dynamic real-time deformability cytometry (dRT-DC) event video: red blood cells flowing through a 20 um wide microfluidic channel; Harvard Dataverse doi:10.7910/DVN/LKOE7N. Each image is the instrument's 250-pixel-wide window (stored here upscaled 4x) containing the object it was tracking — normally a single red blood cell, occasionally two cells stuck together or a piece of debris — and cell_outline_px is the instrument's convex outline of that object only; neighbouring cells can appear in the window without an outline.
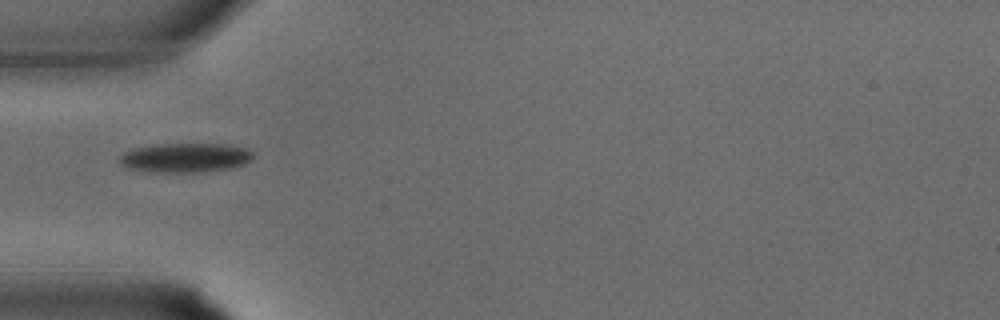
{"species": "common noctule bat (a hibernating species)", "species_latin": "Nyctalus noctula", "temperature_condition": "warm", "stored_images_in_passage": 24, "camera_frame_rate_fps": 3000, "um_per_image_px": 0.085, "animal": {"sex": "male", "body_mass_g": 15.6}, "frame": {"image": 1, "passage_image": 1, "time_ms": 0.0, "image_size_px": [1000, 320], "cell_outline_px": [[252, 160], [244, 164], [228, 168], [200, 172], [148, 172], [124, 168], [120, 164], [120, 156], [124, 152], [132, 148], [156, 144], [228, 144], [248, 148], [252, 152]], "centroid_in_image_um": [15.71, 13.4], "position_along_channel_um": 69.3, "area_um2": 23.06}}
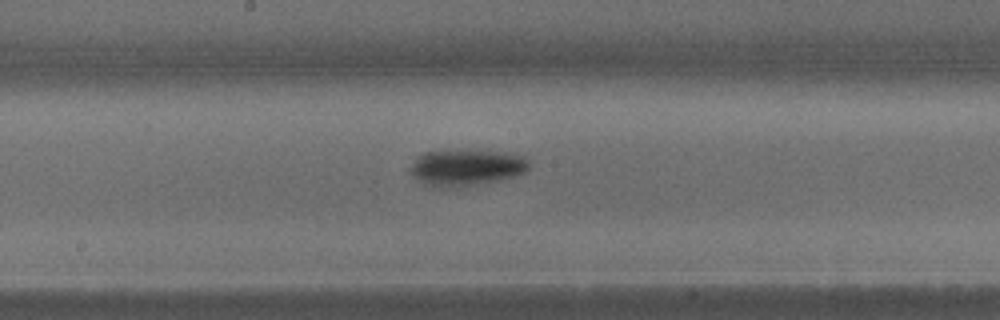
{"frame": {"image": 2, "passage_image": 8, "time_ms": 2.333, "image_size_px": [1000, 320], "cell_outline_px": [[528, 168], [524, 172], [512, 176], [496, 180], [472, 184], [428, 184], [420, 180], [408, 168], [416, 156], [424, 152], [448, 148], [500, 152], [524, 156], [528, 160]], "centroid_in_image_um": [39.62, 14.13], "position_along_channel_um": 208.6, "area_um2": 24.33}}
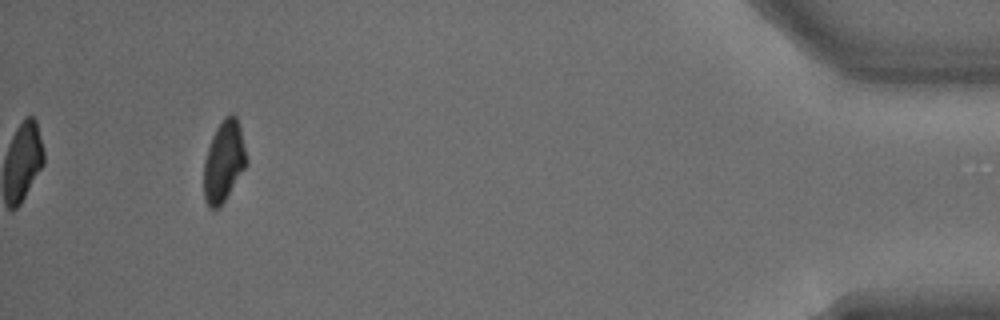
{"frame": {"image": 3, "passage_image": 22, "time_ms": 7.0, "image_size_px": [1000, 320], "cell_outline_px": [[248, 164], [224, 200], [216, 208], [208, 208], [204, 196], [204, 160], [212, 136], [216, 128], [224, 116], [232, 112], [236, 116], [240, 128], [248, 160]], "centroid_in_image_um": [19.03, 13.68], "position_along_channel_um": 416.2, "area_um2": 20.06}}